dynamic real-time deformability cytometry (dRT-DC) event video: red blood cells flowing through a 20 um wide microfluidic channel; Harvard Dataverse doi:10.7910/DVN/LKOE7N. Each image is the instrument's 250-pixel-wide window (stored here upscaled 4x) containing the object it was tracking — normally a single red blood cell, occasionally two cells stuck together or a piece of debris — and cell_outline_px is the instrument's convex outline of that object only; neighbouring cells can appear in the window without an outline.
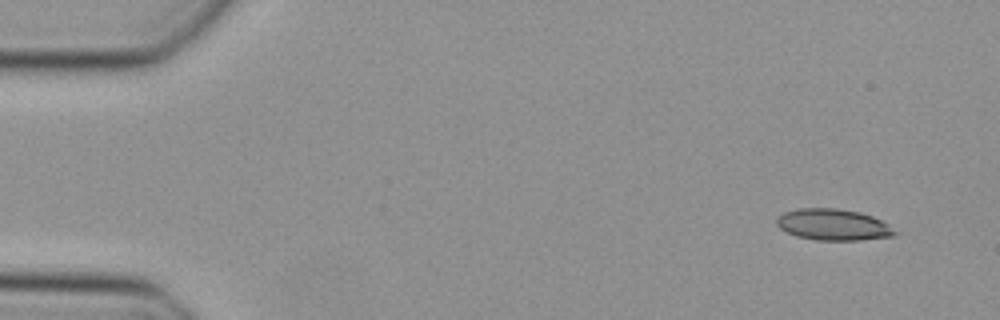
{"species": "Egyptian fruit bat (a non-hibernating species)", "species_latin": "Rousettus aegyptiacus", "temperature_condition": "cold", "stored_images_in_passage": 8, "camera_frame_rate_fps": 3000, "um_per_image_px": 0.085, "animal": {"sex": "female"}, "frame": {"image": 1, "passage_image": 1, "time_ms": 0.0, "image_size_px": [1000, 320], "cell_outline_px": [[900, 232], [892, 236], [860, 240], [816, 240], [796, 236], [780, 228], [776, 224], [776, 216], [784, 212], [796, 208], [836, 208], [860, 212], [872, 216], [888, 224]], "centroid_in_image_um": [70.81, 19.09], "position_along_channel_um": 14.2, "area_um2": 21.73}}